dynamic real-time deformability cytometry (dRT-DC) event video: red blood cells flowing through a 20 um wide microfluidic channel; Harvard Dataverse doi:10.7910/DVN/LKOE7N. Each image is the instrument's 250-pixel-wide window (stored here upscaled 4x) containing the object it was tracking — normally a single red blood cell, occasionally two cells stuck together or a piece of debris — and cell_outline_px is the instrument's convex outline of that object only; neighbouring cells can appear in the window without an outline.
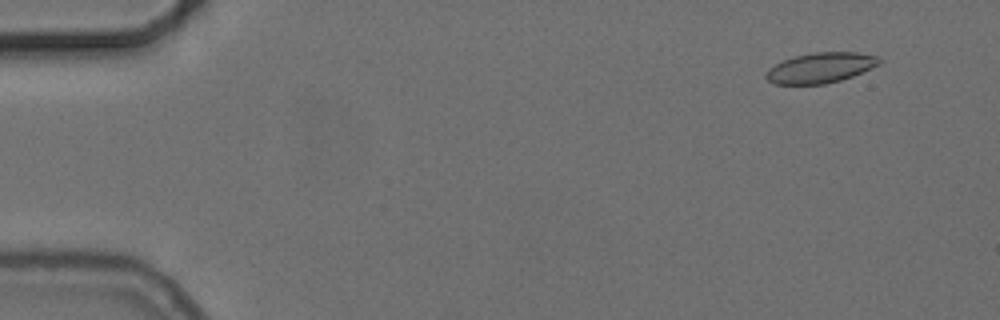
{"species": "common noctule bat (a hibernating species)", "species_latin": "Nyctalus noctula", "temperature_condition": "cold", "stored_images_in_passage": 14, "camera_frame_rate_fps": 3000, "um_per_image_px": 0.085, "animal": {"sex": "female", "body_mass_g": 24.6, "forearm_length_mm": 56.2}, "frame": {"image": 1, "passage_image": 5, "time_ms": 1.333, "image_size_px": [1000, 320], "cell_outline_px": [[880, 64], [852, 76], [840, 80], [824, 84], [776, 84], [768, 80], [764, 76], [768, 68], [784, 60], [796, 56], [816, 52], [856, 52], [880, 56]], "centroid_in_image_um": [69.75, 5.76], "position_along_channel_um": 15.2, "area_um2": 19.83}}